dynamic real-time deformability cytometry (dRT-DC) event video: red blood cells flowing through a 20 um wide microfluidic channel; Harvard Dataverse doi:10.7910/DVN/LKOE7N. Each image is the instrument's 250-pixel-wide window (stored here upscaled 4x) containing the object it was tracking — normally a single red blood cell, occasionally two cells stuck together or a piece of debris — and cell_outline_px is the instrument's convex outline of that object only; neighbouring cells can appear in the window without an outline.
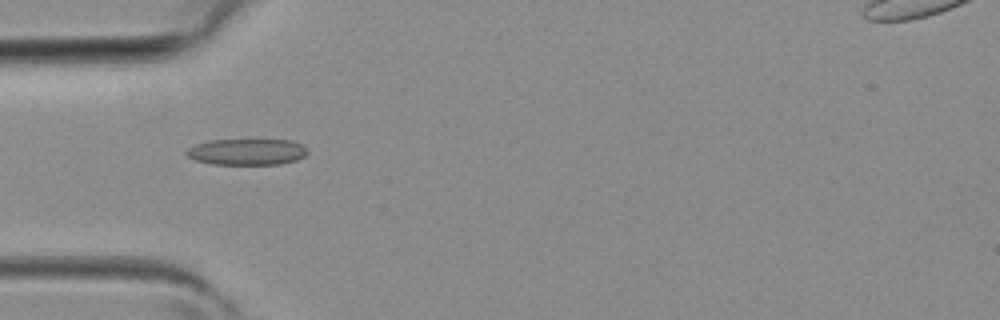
{"species": "common noctule bat (a hibernating species)", "species_latin": "Nyctalus noctula", "temperature_condition": "room temperature", "stored_images_in_passage": 2, "camera_frame_rate_fps": 3000, "um_per_image_px": 0.085, "animal": {"sex": "female", "body_mass_g": 19.3, "forearm_length_mm": 54.1}, "frame": {"image": 1, "passage_image": 1, "time_ms": 0.0, "image_size_px": [1000, 320], "cell_outline_px": [[308, 152], [304, 156], [296, 160], [280, 164], [212, 164], [196, 160], [188, 156], [184, 152], [188, 148], [196, 144], [212, 140], [292, 140], [300, 144]], "centroid_in_image_um": [20.97, 12.91], "position_along_channel_um": 64.0, "area_um2": 18.32}}
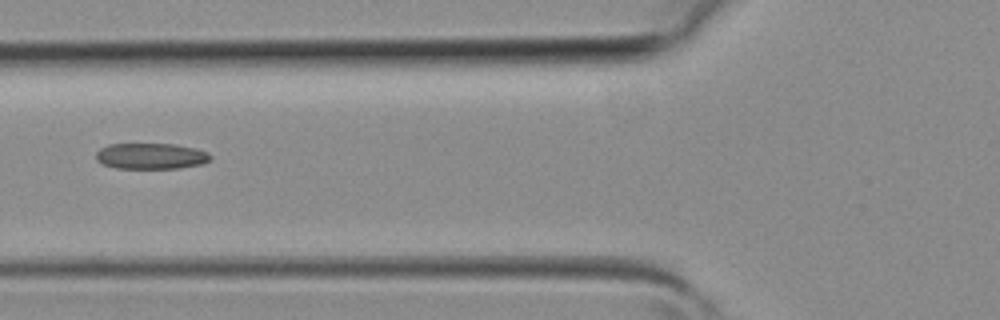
{"frame": {"image": 2, "passage_image": 2, "time_ms": 0.333, "image_size_px": [1000, 320], "cell_outline_px": [[212, 160], [204, 164], [180, 168], [116, 168], [104, 164], [96, 160], [96, 152], [100, 148], [108, 144], [176, 144], [196, 148], [208, 152], [212, 156]], "centroid_in_image_um": [12.88, 13.26], "position_along_channel_um": 112.9, "area_um2": 17.51}}